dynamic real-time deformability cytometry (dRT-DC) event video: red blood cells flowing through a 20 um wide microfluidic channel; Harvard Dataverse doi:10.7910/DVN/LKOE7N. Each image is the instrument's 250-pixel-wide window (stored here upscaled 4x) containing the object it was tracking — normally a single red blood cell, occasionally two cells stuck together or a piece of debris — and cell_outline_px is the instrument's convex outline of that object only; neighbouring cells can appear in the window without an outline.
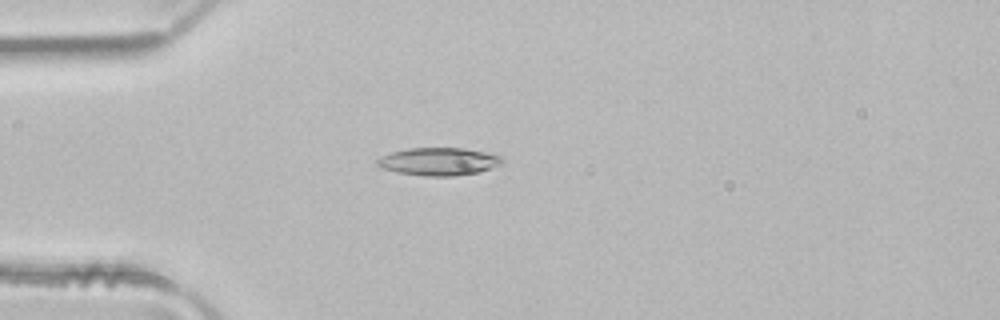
{"species": "common noctule bat (a hibernating species)", "species_latin": "Nyctalus noctula", "temperature_condition": "room temperature", "stored_images_in_passage": 4, "camera_frame_rate_fps": 3000, "um_per_image_px": 0.085, "animal": {"sex": "male", "body_mass_g": 21.5, "forearm_length_mm": 52.0}, "frame": {"image": 1, "passage_image": 4, "time_ms": 1.0, "image_size_px": [1000, 320], "cell_outline_px": [[504, 160], [500, 164], [480, 172], [456, 176], [424, 176], [396, 172], [384, 168], [376, 164], [376, 160], [392, 152], [408, 148], [464, 148], [496, 152]], "centroid_in_image_um": [37.37, 13.72], "position_along_channel_um": 47.6, "area_um2": 20.4}}